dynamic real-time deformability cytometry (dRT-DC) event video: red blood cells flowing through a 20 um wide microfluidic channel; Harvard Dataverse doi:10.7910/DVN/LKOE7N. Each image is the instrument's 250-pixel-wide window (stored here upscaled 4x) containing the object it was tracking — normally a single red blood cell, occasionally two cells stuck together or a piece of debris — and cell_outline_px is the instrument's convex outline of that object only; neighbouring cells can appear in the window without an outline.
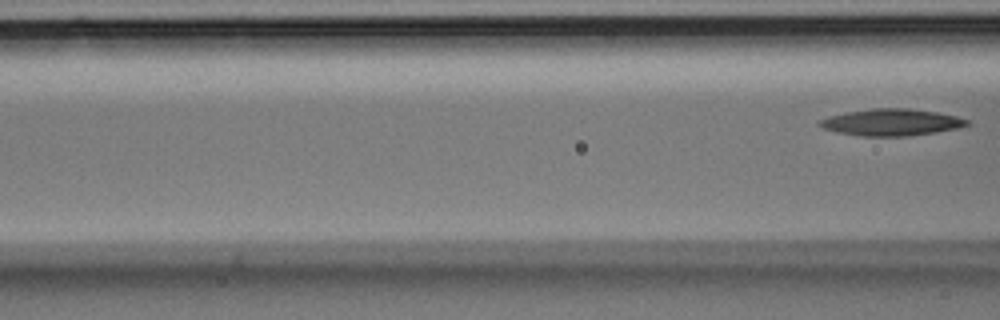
{"species": "Egyptian fruit bat (a non-hibernating species)", "species_latin": "Rousettus aegyptiacus", "temperature_condition": "room temperature", "stored_images_in_passage": 4, "segment_of_instrument_passage": [2, 2], "camera_frame_rate_fps": 3000, "um_per_image_px": 0.085, "animal": {"sex": "male"}, "frame": {"image": 1, "passage_image": 4, "time_ms": 1.0, "image_size_px": [1000, 320], "cell_outline_px": [[968, 124], [956, 128], [936, 132], [908, 136], [860, 136], [836, 132], [824, 128], [816, 124], [816, 120], [828, 116], [844, 112], [872, 108], [908, 108], [936, 112], [956, 116], [968, 120]], "centroid_in_image_um": [75.68, 10.39], "position_along_channel_um": 90.9, "area_um2": 23.06}}